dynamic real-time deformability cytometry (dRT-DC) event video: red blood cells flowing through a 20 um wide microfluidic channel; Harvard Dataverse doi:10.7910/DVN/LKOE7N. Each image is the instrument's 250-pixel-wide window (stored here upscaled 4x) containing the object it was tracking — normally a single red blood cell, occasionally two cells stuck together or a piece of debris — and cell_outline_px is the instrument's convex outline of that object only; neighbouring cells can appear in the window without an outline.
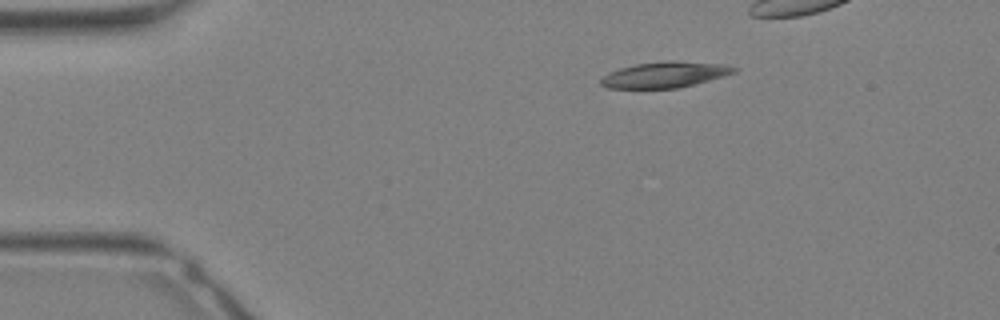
{"species": "Egyptian fruit bat (a non-hibernating species)", "species_latin": "Rousettus aegyptiacus", "temperature_condition": "warm", "stored_images_in_passage": 22, "camera_frame_rate_fps": 3000, "um_per_image_px": 0.085, "animal": {"sex": "female"}, "frame": {"image": 1, "passage_image": 1, "time_ms": 0.0, "image_size_px": [1000, 320], "cell_outline_px": [[740, 68], [736, 72], [680, 88], [608, 88], [600, 84], [600, 80], [604, 76], [620, 68], [636, 64], [668, 60], [672, 60], [720, 64]], "centroid_in_image_um": [56.52, 6.35], "position_along_channel_um": 28.5, "area_um2": 19.83}}
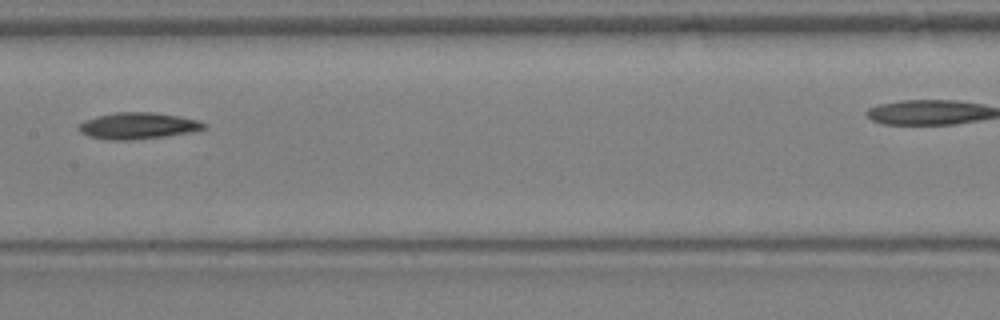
{"frame": {"image": 2, "passage_image": 12, "time_ms": 3.667, "image_size_px": [1000, 320], "cell_outline_px": [[208, 128], [192, 132], [164, 136], [132, 140], [108, 140], [88, 136], [80, 132], [76, 128], [84, 120], [116, 112], [152, 112], [176, 116], [196, 120], [208, 124]], "centroid_in_image_um": [11.72, 10.7], "position_along_channel_um": 195.7, "area_um2": 19.25}}
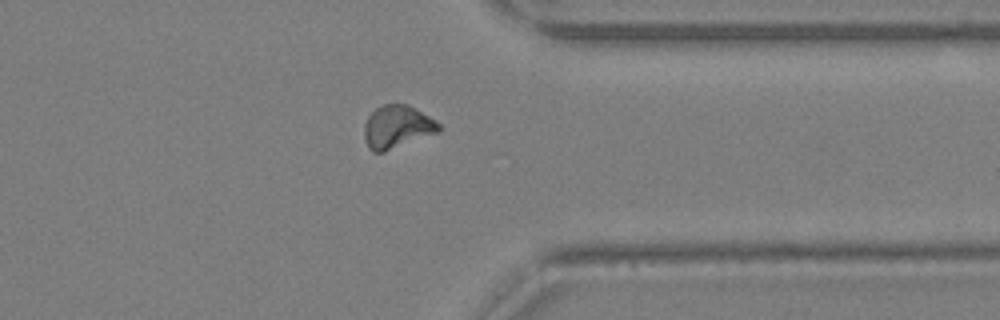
{"frame": {"image": 3, "passage_image": 21, "time_ms": 6.667, "image_size_px": [1000, 320], "cell_outline_px": [[440, 132], [384, 152], [372, 152], [368, 148], [364, 136], [364, 124], [368, 116], [376, 108], [384, 104], [408, 104], [416, 108], [436, 120], [440, 124]], "centroid_in_image_um": [33.76, 10.79], "position_along_channel_um": 377.6, "area_um2": 18.84}}